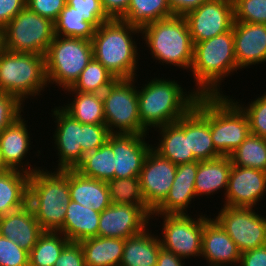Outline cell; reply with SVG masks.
Listing matches in <instances>:
<instances>
[{"mask_svg":"<svg viewBox=\"0 0 266 266\" xmlns=\"http://www.w3.org/2000/svg\"><path fill=\"white\" fill-rule=\"evenodd\" d=\"M141 29L128 25L121 19H110L96 28L92 38L93 56L116 79L137 77L138 54L134 35Z\"/></svg>","mask_w":266,"mask_h":266,"instance_id":"6da1fadb","label":"cell"},{"mask_svg":"<svg viewBox=\"0 0 266 266\" xmlns=\"http://www.w3.org/2000/svg\"><path fill=\"white\" fill-rule=\"evenodd\" d=\"M168 79L156 77L139 87L141 90L137 87L139 116L148 131L177 122L199 96L194 90L187 92L177 81Z\"/></svg>","mask_w":266,"mask_h":266,"instance_id":"7a4b0ae2","label":"cell"},{"mask_svg":"<svg viewBox=\"0 0 266 266\" xmlns=\"http://www.w3.org/2000/svg\"><path fill=\"white\" fill-rule=\"evenodd\" d=\"M238 69L235 59L232 29L194 44L193 63L190 71L194 76L195 88L199 96L224 95L221 82Z\"/></svg>","mask_w":266,"mask_h":266,"instance_id":"3957f363","label":"cell"},{"mask_svg":"<svg viewBox=\"0 0 266 266\" xmlns=\"http://www.w3.org/2000/svg\"><path fill=\"white\" fill-rule=\"evenodd\" d=\"M70 201L69 169L41 167L29 176L27 204L43 231L62 229Z\"/></svg>","mask_w":266,"mask_h":266,"instance_id":"277c9868","label":"cell"},{"mask_svg":"<svg viewBox=\"0 0 266 266\" xmlns=\"http://www.w3.org/2000/svg\"><path fill=\"white\" fill-rule=\"evenodd\" d=\"M141 35L153 59L159 61L158 63L190 71L194 43L184 16L174 15L150 23L141 29Z\"/></svg>","mask_w":266,"mask_h":266,"instance_id":"5b68a950","label":"cell"},{"mask_svg":"<svg viewBox=\"0 0 266 266\" xmlns=\"http://www.w3.org/2000/svg\"><path fill=\"white\" fill-rule=\"evenodd\" d=\"M45 55L16 53L3 49L0 53V91L16 96L23 104L26 98L42 95L48 86Z\"/></svg>","mask_w":266,"mask_h":266,"instance_id":"8992f818","label":"cell"},{"mask_svg":"<svg viewBox=\"0 0 266 266\" xmlns=\"http://www.w3.org/2000/svg\"><path fill=\"white\" fill-rule=\"evenodd\" d=\"M93 57L91 40L55 35L45 53L48 86L71 88Z\"/></svg>","mask_w":266,"mask_h":266,"instance_id":"52a82bcc","label":"cell"},{"mask_svg":"<svg viewBox=\"0 0 266 266\" xmlns=\"http://www.w3.org/2000/svg\"><path fill=\"white\" fill-rule=\"evenodd\" d=\"M208 124L215 149L229 156L249 136L246 114L227 95L208 96Z\"/></svg>","mask_w":266,"mask_h":266,"instance_id":"ba28073f","label":"cell"},{"mask_svg":"<svg viewBox=\"0 0 266 266\" xmlns=\"http://www.w3.org/2000/svg\"><path fill=\"white\" fill-rule=\"evenodd\" d=\"M136 77L116 79L101 95L104 118L110 134H148L141 124ZM116 128V130H114Z\"/></svg>","mask_w":266,"mask_h":266,"instance_id":"9c48e42d","label":"cell"},{"mask_svg":"<svg viewBox=\"0 0 266 266\" xmlns=\"http://www.w3.org/2000/svg\"><path fill=\"white\" fill-rule=\"evenodd\" d=\"M4 48L16 53L45 55L53 41L54 23L27 7L2 29Z\"/></svg>","mask_w":266,"mask_h":266,"instance_id":"30bf717a","label":"cell"},{"mask_svg":"<svg viewBox=\"0 0 266 266\" xmlns=\"http://www.w3.org/2000/svg\"><path fill=\"white\" fill-rule=\"evenodd\" d=\"M154 215L163 218V237L159 235L163 249L183 260L201 257L202 233L204 224L210 219L208 216L199 214L196 219L189 214H151V219Z\"/></svg>","mask_w":266,"mask_h":266,"instance_id":"8fae6325","label":"cell"},{"mask_svg":"<svg viewBox=\"0 0 266 266\" xmlns=\"http://www.w3.org/2000/svg\"><path fill=\"white\" fill-rule=\"evenodd\" d=\"M255 211L253 208L223 205L214 216L241 253L266 245V216Z\"/></svg>","mask_w":266,"mask_h":266,"instance_id":"7c38bea8","label":"cell"},{"mask_svg":"<svg viewBox=\"0 0 266 266\" xmlns=\"http://www.w3.org/2000/svg\"><path fill=\"white\" fill-rule=\"evenodd\" d=\"M193 43L228 32L234 24L232 0H208L184 15Z\"/></svg>","mask_w":266,"mask_h":266,"instance_id":"4fadbf2b","label":"cell"},{"mask_svg":"<svg viewBox=\"0 0 266 266\" xmlns=\"http://www.w3.org/2000/svg\"><path fill=\"white\" fill-rule=\"evenodd\" d=\"M177 165L152 148L140 173V184L147 207L153 212L167 197L176 176Z\"/></svg>","mask_w":266,"mask_h":266,"instance_id":"5bb4252c","label":"cell"},{"mask_svg":"<svg viewBox=\"0 0 266 266\" xmlns=\"http://www.w3.org/2000/svg\"><path fill=\"white\" fill-rule=\"evenodd\" d=\"M224 195V206L255 209L266 195V171L232 165Z\"/></svg>","mask_w":266,"mask_h":266,"instance_id":"9a60e30c","label":"cell"},{"mask_svg":"<svg viewBox=\"0 0 266 266\" xmlns=\"http://www.w3.org/2000/svg\"><path fill=\"white\" fill-rule=\"evenodd\" d=\"M150 219L141 206L112 203L100 213L98 236L127 239L142 233Z\"/></svg>","mask_w":266,"mask_h":266,"instance_id":"2e32d148","label":"cell"},{"mask_svg":"<svg viewBox=\"0 0 266 266\" xmlns=\"http://www.w3.org/2000/svg\"><path fill=\"white\" fill-rule=\"evenodd\" d=\"M52 116L56 119L53 140L57 149L58 166L56 169H75L82 161V123L75 120L62 107H55ZM57 146V147H56Z\"/></svg>","mask_w":266,"mask_h":266,"instance_id":"e0dca14e","label":"cell"},{"mask_svg":"<svg viewBox=\"0 0 266 266\" xmlns=\"http://www.w3.org/2000/svg\"><path fill=\"white\" fill-rule=\"evenodd\" d=\"M149 134H111L107 143L114 152V178L139 177L152 145L145 141ZM146 138V139H145Z\"/></svg>","mask_w":266,"mask_h":266,"instance_id":"ac0fdd59","label":"cell"},{"mask_svg":"<svg viewBox=\"0 0 266 266\" xmlns=\"http://www.w3.org/2000/svg\"><path fill=\"white\" fill-rule=\"evenodd\" d=\"M21 115L9 127L0 132V150L3 162L10 170H18L31 175L40 167L29 164V161H23L29 153L31 147L30 131L26 120ZM24 164V165H23ZM27 165V166H26ZM26 166V167H25Z\"/></svg>","mask_w":266,"mask_h":266,"instance_id":"d6986e66","label":"cell"},{"mask_svg":"<svg viewBox=\"0 0 266 266\" xmlns=\"http://www.w3.org/2000/svg\"><path fill=\"white\" fill-rule=\"evenodd\" d=\"M232 32L238 69L266 62V24L234 21Z\"/></svg>","mask_w":266,"mask_h":266,"instance_id":"ffe728a7","label":"cell"},{"mask_svg":"<svg viewBox=\"0 0 266 266\" xmlns=\"http://www.w3.org/2000/svg\"><path fill=\"white\" fill-rule=\"evenodd\" d=\"M189 153L197 161L212 160L222 155L215 149L208 124V96H198L188 111Z\"/></svg>","mask_w":266,"mask_h":266,"instance_id":"44dd1931","label":"cell"},{"mask_svg":"<svg viewBox=\"0 0 266 266\" xmlns=\"http://www.w3.org/2000/svg\"><path fill=\"white\" fill-rule=\"evenodd\" d=\"M241 252L222 226L211 218L204 224L202 233L203 257L209 265L239 266Z\"/></svg>","mask_w":266,"mask_h":266,"instance_id":"7402d4cb","label":"cell"},{"mask_svg":"<svg viewBox=\"0 0 266 266\" xmlns=\"http://www.w3.org/2000/svg\"><path fill=\"white\" fill-rule=\"evenodd\" d=\"M197 170L198 161L177 165L176 176L167 197L152 214H189L187 208L196 198L194 186Z\"/></svg>","mask_w":266,"mask_h":266,"instance_id":"603a6c76","label":"cell"},{"mask_svg":"<svg viewBox=\"0 0 266 266\" xmlns=\"http://www.w3.org/2000/svg\"><path fill=\"white\" fill-rule=\"evenodd\" d=\"M158 129V130H157ZM160 133L157 146L152 149L160 156L170 160L175 165L197 161L193 153H189L188 144V112L177 122L156 129Z\"/></svg>","mask_w":266,"mask_h":266,"instance_id":"cb8c5ba5","label":"cell"},{"mask_svg":"<svg viewBox=\"0 0 266 266\" xmlns=\"http://www.w3.org/2000/svg\"><path fill=\"white\" fill-rule=\"evenodd\" d=\"M42 232L43 229L28 204L0 217V235L18 244L27 252L33 249Z\"/></svg>","mask_w":266,"mask_h":266,"instance_id":"d4e9b609","label":"cell"},{"mask_svg":"<svg viewBox=\"0 0 266 266\" xmlns=\"http://www.w3.org/2000/svg\"><path fill=\"white\" fill-rule=\"evenodd\" d=\"M69 191L72 201L100 213L112 204L104 181L83 176L75 169H69Z\"/></svg>","mask_w":266,"mask_h":266,"instance_id":"484cf974","label":"cell"},{"mask_svg":"<svg viewBox=\"0 0 266 266\" xmlns=\"http://www.w3.org/2000/svg\"><path fill=\"white\" fill-rule=\"evenodd\" d=\"M91 207H84L72 200L68 204L60 232L70 242H80L98 236L100 212L94 211Z\"/></svg>","mask_w":266,"mask_h":266,"instance_id":"4316f807","label":"cell"},{"mask_svg":"<svg viewBox=\"0 0 266 266\" xmlns=\"http://www.w3.org/2000/svg\"><path fill=\"white\" fill-rule=\"evenodd\" d=\"M232 162L229 156H221L212 160L198 161L195 180V193L200 196L213 195L224 189L226 193ZM199 196V197H198Z\"/></svg>","mask_w":266,"mask_h":266,"instance_id":"83f0119b","label":"cell"},{"mask_svg":"<svg viewBox=\"0 0 266 266\" xmlns=\"http://www.w3.org/2000/svg\"><path fill=\"white\" fill-rule=\"evenodd\" d=\"M156 235L147 227L142 233L125 239L120 266H156L162 248Z\"/></svg>","mask_w":266,"mask_h":266,"instance_id":"f1b7e54d","label":"cell"},{"mask_svg":"<svg viewBox=\"0 0 266 266\" xmlns=\"http://www.w3.org/2000/svg\"><path fill=\"white\" fill-rule=\"evenodd\" d=\"M79 243L83 248L86 266H120L125 239L97 236Z\"/></svg>","mask_w":266,"mask_h":266,"instance_id":"f546056e","label":"cell"},{"mask_svg":"<svg viewBox=\"0 0 266 266\" xmlns=\"http://www.w3.org/2000/svg\"><path fill=\"white\" fill-rule=\"evenodd\" d=\"M29 176L10 169L0 173V217L27 205Z\"/></svg>","mask_w":266,"mask_h":266,"instance_id":"4dcf8cb0","label":"cell"},{"mask_svg":"<svg viewBox=\"0 0 266 266\" xmlns=\"http://www.w3.org/2000/svg\"><path fill=\"white\" fill-rule=\"evenodd\" d=\"M67 95L71 94L74 98L71 103H67L62 108L75 120L81 123L105 124L104 104L101 94L83 93L73 91L71 88L63 90Z\"/></svg>","mask_w":266,"mask_h":266,"instance_id":"1f68e13d","label":"cell"},{"mask_svg":"<svg viewBox=\"0 0 266 266\" xmlns=\"http://www.w3.org/2000/svg\"><path fill=\"white\" fill-rule=\"evenodd\" d=\"M172 16L168 0H130L127 12L120 19L142 29L150 23Z\"/></svg>","mask_w":266,"mask_h":266,"instance_id":"d6a6232c","label":"cell"},{"mask_svg":"<svg viewBox=\"0 0 266 266\" xmlns=\"http://www.w3.org/2000/svg\"><path fill=\"white\" fill-rule=\"evenodd\" d=\"M112 147L106 142L92 152H86L75 170L81 175L100 181L114 179L115 163Z\"/></svg>","mask_w":266,"mask_h":266,"instance_id":"836d02e7","label":"cell"},{"mask_svg":"<svg viewBox=\"0 0 266 266\" xmlns=\"http://www.w3.org/2000/svg\"><path fill=\"white\" fill-rule=\"evenodd\" d=\"M69 242L60 231H43L29 252V266H54Z\"/></svg>","mask_w":266,"mask_h":266,"instance_id":"e575fe53","label":"cell"},{"mask_svg":"<svg viewBox=\"0 0 266 266\" xmlns=\"http://www.w3.org/2000/svg\"><path fill=\"white\" fill-rule=\"evenodd\" d=\"M95 31L96 27L67 3L54 22V33L61 37L92 40Z\"/></svg>","mask_w":266,"mask_h":266,"instance_id":"d590c367","label":"cell"},{"mask_svg":"<svg viewBox=\"0 0 266 266\" xmlns=\"http://www.w3.org/2000/svg\"><path fill=\"white\" fill-rule=\"evenodd\" d=\"M229 157L232 165L266 171V138L250 133Z\"/></svg>","mask_w":266,"mask_h":266,"instance_id":"8d00e7d4","label":"cell"},{"mask_svg":"<svg viewBox=\"0 0 266 266\" xmlns=\"http://www.w3.org/2000/svg\"><path fill=\"white\" fill-rule=\"evenodd\" d=\"M105 183L111 203L141 206L151 216L152 211L143 198L139 177L114 178Z\"/></svg>","mask_w":266,"mask_h":266,"instance_id":"74e56055","label":"cell"},{"mask_svg":"<svg viewBox=\"0 0 266 266\" xmlns=\"http://www.w3.org/2000/svg\"><path fill=\"white\" fill-rule=\"evenodd\" d=\"M115 80V76L93 57L71 89L83 93L102 94Z\"/></svg>","mask_w":266,"mask_h":266,"instance_id":"f35d334b","label":"cell"},{"mask_svg":"<svg viewBox=\"0 0 266 266\" xmlns=\"http://www.w3.org/2000/svg\"><path fill=\"white\" fill-rule=\"evenodd\" d=\"M246 114L250 133L266 138V92L246 105L232 99ZM243 104V105H242Z\"/></svg>","mask_w":266,"mask_h":266,"instance_id":"ab89813d","label":"cell"},{"mask_svg":"<svg viewBox=\"0 0 266 266\" xmlns=\"http://www.w3.org/2000/svg\"><path fill=\"white\" fill-rule=\"evenodd\" d=\"M236 22L266 24V0H232Z\"/></svg>","mask_w":266,"mask_h":266,"instance_id":"60d3db41","label":"cell"},{"mask_svg":"<svg viewBox=\"0 0 266 266\" xmlns=\"http://www.w3.org/2000/svg\"><path fill=\"white\" fill-rule=\"evenodd\" d=\"M0 266H29V252L0 235Z\"/></svg>","mask_w":266,"mask_h":266,"instance_id":"b9f144b4","label":"cell"},{"mask_svg":"<svg viewBox=\"0 0 266 266\" xmlns=\"http://www.w3.org/2000/svg\"><path fill=\"white\" fill-rule=\"evenodd\" d=\"M110 132L105 124L82 123V144L81 148L84 153L92 152L104 145Z\"/></svg>","mask_w":266,"mask_h":266,"instance_id":"7bdbcfd3","label":"cell"},{"mask_svg":"<svg viewBox=\"0 0 266 266\" xmlns=\"http://www.w3.org/2000/svg\"><path fill=\"white\" fill-rule=\"evenodd\" d=\"M66 3L83 14L85 20L91 22L96 28L110 20L104 12L100 0H66Z\"/></svg>","mask_w":266,"mask_h":266,"instance_id":"ee69618b","label":"cell"},{"mask_svg":"<svg viewBox=\"0 0 266 266\" xmlns=\"http://www.w3.org/2000/svg\"><path fill=\"white\" fill-rule=\"evenodd\" d=\"M23 105L16 96L0 91V132L22 115Z\"/></svg>","mask_w":266,"mask_h":266,"instance_id":"f6af8a7d","label":"cell"},{"mask_svg":"<svg viewBox=\"0 0 266 266\" xmlns=\"http://www.w3.org/2000/svg\"><path fill=\"white\" fill-rule=\"evenodd\" d=\"M65 6L66 0H26V7L29 10L51 20L53 23Z\"/></svg>","mask_w":266,"mask_h":266,"instance_id":"bcb514c9","label":"cell"},{"mask_svg":"<svg viewBox=\"0 0 266 266\" xmlns=\"http://www.w3.org/2000/svg\"><path fill=\"white\" fill-rule=\"evenodd\" d=\"M54 266H86L83 248L79 242H69L61 251Z\"/></svg>","mask_w":266,"mask_h":266,"instance_id":"7dc6e473","label":"cell"},{"mask_svg":"<svg viewBox=\"0 0 266 266\" xmlns=\"http://www.w3.org/2000/svg\"><path fill=\"white\" fill-rule=\"evenodd\" d=\"M25 7L26 0H0V30Z\"/></svg>","mask_w":266,"mask_h":266,"instance_id":"c3c4849f","label":"cell"},{"mask_svg":"<svg viewBox=\"0 0 266 266\" xmlns=\"http://www.w3.org/2000/svg\"><path fill=\"white\" fill-rule=\"evenodd\" d=\"M239 266H266V245L242 252Z\"/></svg>","mask_w":266,"mask_h":266,"instance_id":"681fc988","label":"cell"},{"mask_svg":"<svg viewBox=\"0 0 266 266\" xmlns=\"http://www.w3.org/2000/svg\"><path fill=\"white\" fill-rule=\"evenodd\" d=\"M100 2L110 19H120L127 12L130 0H100Z\"/></svg>","mask_w":266,"mask_h":266,"instance_id":"f907efd6","label":"cell"},{"mask_svg":"<svg viewBox=\"0 0 266 266\" xmlns=\"http://www.w3.org/2000/svg\"><path fill=\"white\" fill-rule=\"evenodd\" d=\"M208 0H168L173 15L184 16Z\"/></svg>","mask_w":266,"mask_h":266,"instance_id":"816d5d0a","label":"cell"},{"mask_svg":"<svg viewBox=\"0 0 266 266\" xmlns=\"http://www.w3.org/2000/svg\"><path fill=\"white\" fill-rule=\"evenodd\" d=\"M174 253L160 249L156 266H185V261Z\"/></svg>","mask_w":266,"mask_h":266,"instance_id":"f5cc1de1","label":"cell"},{"mask_svg":"<svg viewBox=\"0 0 266 266\" xmlns=\"http://www.w3.org/2000/svg\"><path fill=\"white\" fill-rule=\"evenodd\" d=\"M8 170L6 167L5 163L3 162L2 155H1V150H0V173Z\"/></svg>","mask_w":266,"mask_h":266,"instance_id":"db71d44e","label":"cell"},{"mask_svg":"<svg viewBox=\"0 0 266 266\" xmlns=\"http://www.w3.org/2000/svg\"><path fill=\"white\" fill-rule=\"evenodd\" d=\"M4 49L3 32L0 30V53Z\"/></svg>","mask_w":266,"mask_h":266,"instance_id":"11a10c76","label":"cell"}]
</instances>
